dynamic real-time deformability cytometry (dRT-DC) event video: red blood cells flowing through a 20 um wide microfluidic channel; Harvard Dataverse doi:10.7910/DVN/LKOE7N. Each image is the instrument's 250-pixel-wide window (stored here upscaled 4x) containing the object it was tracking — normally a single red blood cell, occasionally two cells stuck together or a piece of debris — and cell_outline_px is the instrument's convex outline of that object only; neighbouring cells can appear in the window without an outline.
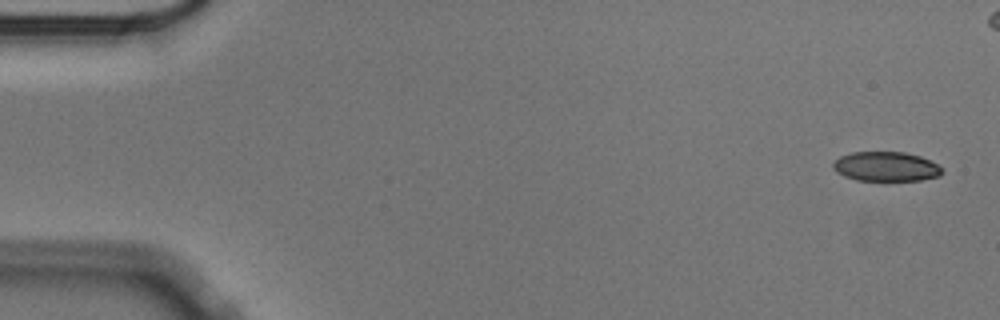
{"species": "Egyptian fruit bat (a non-hibernating species)", "species_latin": "Rousettus aegyptiacus", "temperature_condition": "cold", "stored_images_in_passage": 50, "camera_frame_rate_fps": 3000, "um_per_image_px": 0.085, "animal": {"sex": "male"}, "frame": {"image": 1, "passage_image": 1, "time_ms": 0.0, "image_size_px": [1000, 320], "cell_outline_px": [[944, 172], [940, 176], [920, 180], [856, 180], [844, 176], [836, 172], [832, 168], [832, 164], [840, 156], [852, 152], [904, 152], [920, 156], [944, 168]], "centroid_in_image_um": [75.31, 14.16], "position_along_channel_um": 9.7, "area_um2": 18.79}}
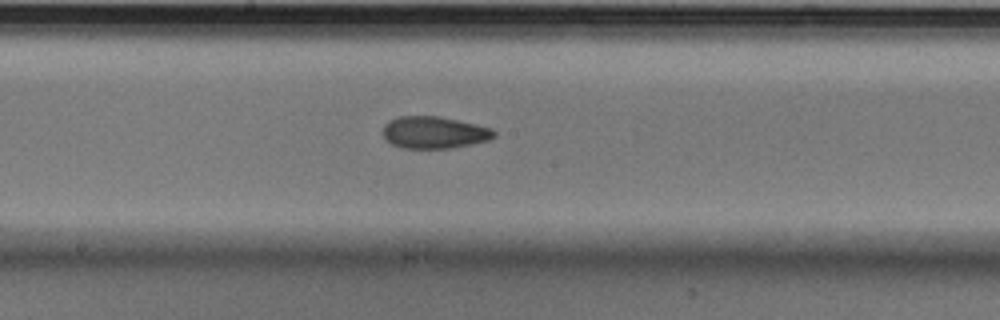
{"frame": {"image": 2, "passage_image": 29, "time_ms": 9.333, "image_size_px": [1000, 320], "cell_outline_px": [[496, 136], [488, 140], [452, 148], [400, 148], [384, 140], [384, 124], [388, 120], [400, 116], [440, 116], [476, 124], [492, 128], [496, 132]], "centroid_in_image_um": [36.89, 11.25], "position_along_channel_um": 211.3, "area_um2": 20.87}}
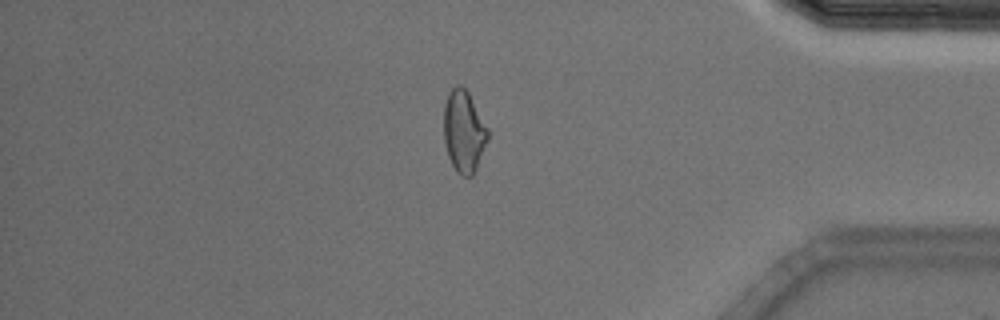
{"frame": {"image": 3, "passage_image": 47, "time_ms": 15.333, "image_size_px": [1000, 320], "cell_outline_px": [[488, 140], [476, 168], [472, 176], [460, 176], [456, 172], [448, 156], [444, 140], [444, 104], [448, 92], [456, 84], [460, 84], [468, 92], [488, 128]], "centroid_in_image_um": [39.41, 11.16], "position_along_channel_um": 395.8, "area_um2": 21.04}}